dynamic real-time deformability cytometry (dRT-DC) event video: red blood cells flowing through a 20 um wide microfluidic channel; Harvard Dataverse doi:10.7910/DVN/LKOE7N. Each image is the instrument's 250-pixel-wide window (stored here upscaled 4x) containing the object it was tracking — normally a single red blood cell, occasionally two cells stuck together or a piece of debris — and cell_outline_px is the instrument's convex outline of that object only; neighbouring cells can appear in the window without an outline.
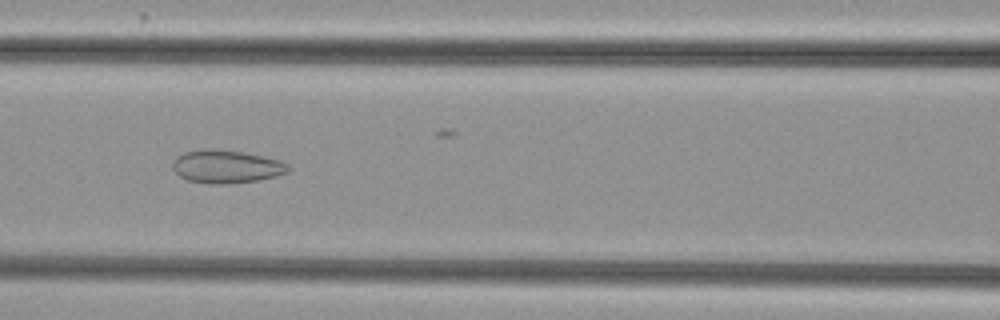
{"species": "common noctule bat (a hibernating species)", "species_latin": "Nyctalus noctula", "temperature_condition": "cold", "stored_images_in_passage": 8, "camera_frame_rate_fps": 3000, "um_per_image_px": 0.085, "animal": {"sex": "female", "body_mass_g": 29.2, "forearm_length_mm": 56.3}, "frame": {"image": 1, "passage_image": 7, "time_ms": 7.0, "image_size_px": [1000, 320], "cell_outline_px": [[288, 172], [276, 176], [260, 180], [228, 184], [208, 184], [188, 180], [180, 176], [172, 168], [172, 160], [176, 156], [184, 152], [244, 152], [264, 156], [280, 160], [288, 164]], "centroid_in_image_um": [19.27, 14.21], "position_along_channel_um": 147.3, "area_um2": 21.62}}
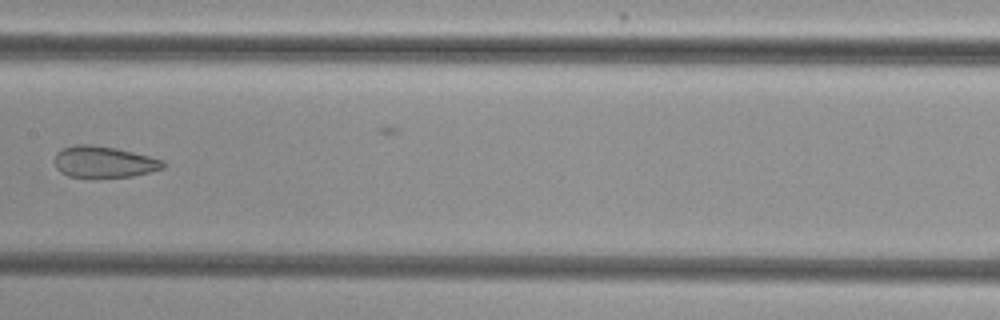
{"frame": {"image": 2, "passage_image": 8, "time_ms": 8.333, "image_size_px": [1000, 320], "cell_outline_px": [[164, 168], [132, 176], [92, 180], [68, 176], [60, 172], [56, 168], [56, 152], [64, 148], [76, 144], [92, 144], [116, 148], [164, 160]], "centroid_in_image_um": [8.8, 13.8], "position_along_channel_um": 198.6, "area_um2": 20.35}}